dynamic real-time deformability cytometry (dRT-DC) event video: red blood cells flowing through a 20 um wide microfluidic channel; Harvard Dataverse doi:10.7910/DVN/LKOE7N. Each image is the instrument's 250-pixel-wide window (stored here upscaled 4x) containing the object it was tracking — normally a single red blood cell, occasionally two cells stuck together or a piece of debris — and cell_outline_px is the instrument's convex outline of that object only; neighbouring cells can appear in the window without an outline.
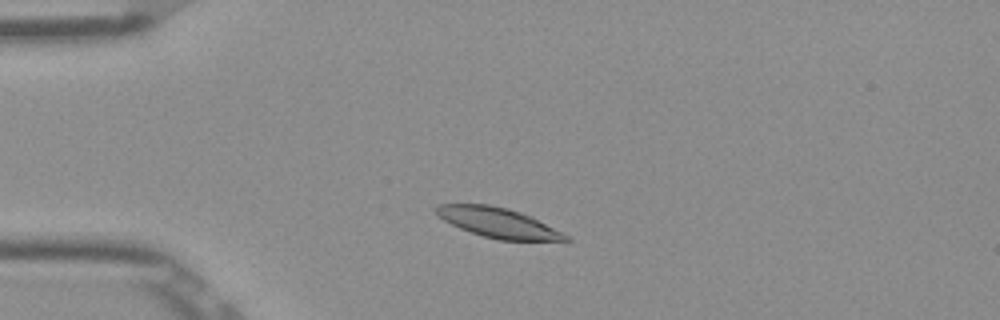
{"species": "Egyptian fruit bat (a non-hibernating species)", "species_latin": "Rousettus aegyptiacus", "temperature_condition": "room temperature", "stored_images_in_passage": 48, "camera_frame_rate_fps": 3000, "um_per_image_px": 0.085, "frame": {"image": 1, "passage_image": 8, "time_ms": 2.333, "image_size_px": [1000, 320], "cell_outline_px": [[572, 240], [500, 240], [484, 236], [460, 228], [436, 216], [432, 208], [436, 204], [488, 204], [508, 208], [520, 212], [568, 236]], "centroid_in_image_um": [42.21, 18.9], "position_along_channel_um": 42.8, "area_um2": 22.08}}
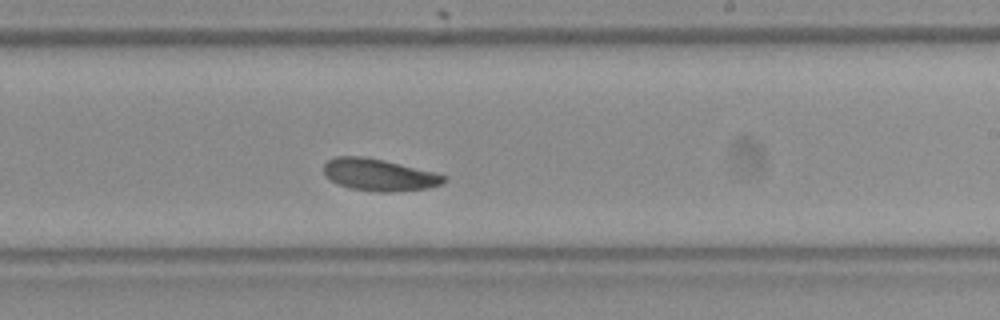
{"frame": {"image": 2, "passage_image": 27, "time_ms": 8.667, "image_size_px": [1000, 320], "cell_outline_px": [[448, 180], [444, 184], [428, 188], [392, 192], [380, 192], [352, 188], [340, 184], [324, 176], [324, 164], [328, 160], [336, 156], [368, 156], [436, 172], [448, 176]], "centroid_in_image_um": [32.29, 14.85], "position_along_channel_um": 256.7, "area_um2": 22.66}}
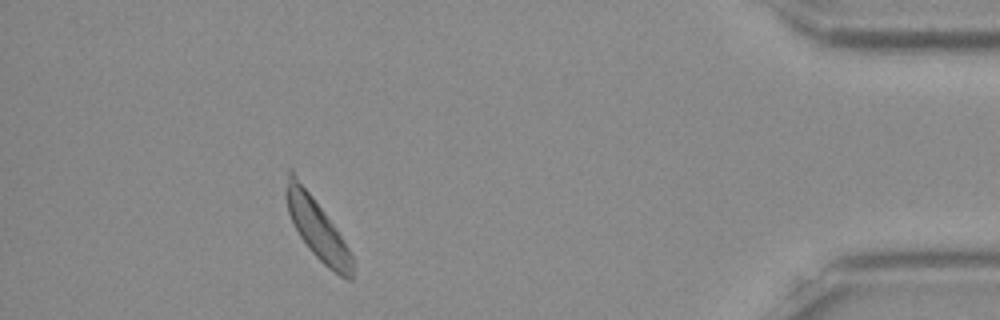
{"frame": {"image": 3, "passage_image": 43, "time_ms": 14.0, "image_size_px": [1000, 320], "cell_outline_px": [[352, 280], [344, 280], [328, 268], [308, 248], [300, 236], [288, 212], [284, 192], [288, 168], [292, 168], [336, 228], [348, 248], [352, 256]], "centroid_in_image_um": [26.92, 19.37], "position_along_channel_um": 408.3, "area_um2": 23.47}, "authors_computed_cell_mechanics": {"area_um2": 22.9177, "velocity_mm_per_s": 3.8162, "shape_relaxation_time_tau1_ms": 3.065, "shape_relaxation_time_tau2_ms": null, "deformation_change_tau1": 0.0877, "deformation_change_tau2": null}}